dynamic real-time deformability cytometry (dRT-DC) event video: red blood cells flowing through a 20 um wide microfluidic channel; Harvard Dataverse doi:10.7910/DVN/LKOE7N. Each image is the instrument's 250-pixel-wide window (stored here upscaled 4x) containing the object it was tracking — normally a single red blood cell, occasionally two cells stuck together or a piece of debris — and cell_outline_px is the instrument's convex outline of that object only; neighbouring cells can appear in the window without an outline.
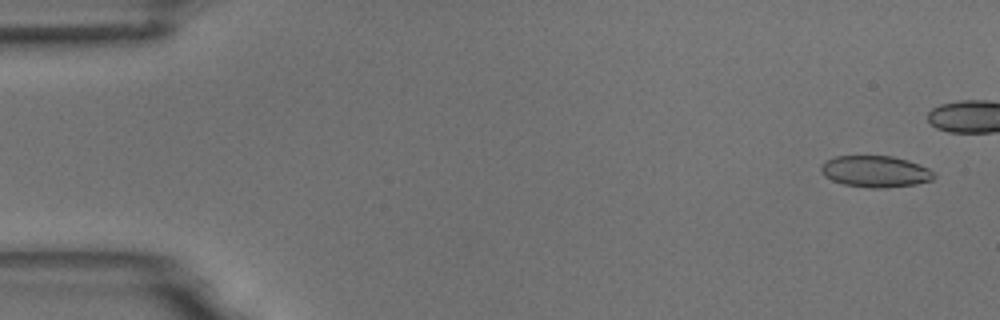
{"species": "common noctule bat (a hibernating species)", "species_latin": "Nyctalus noctula", "temperature_condition": "room temperature", "stored_images_in_passage": 6, "camera_frame_rate_fps": 3000, "um_per_image_px": 0.085, "animal": {"sex": "male", "body_mass_g": 18.8}, "frame": {"image": 1, "passage_image": 1, "time_ms": 0.0, "image_size_px": [1000, 320], "cell_outline_px": [[936, 176], [932, 180], [916, 184], [884, 188], [868, 188], [844, 184], [832, 180], [824, 176], [820, 172], [820, 164], [836, 156], [892, 156], [908, 160], [928, 168]], "centroid_in_image_um": [74.39, 14.58], "position_along_channel_um": 10.6, "area_um2": 20.75}}
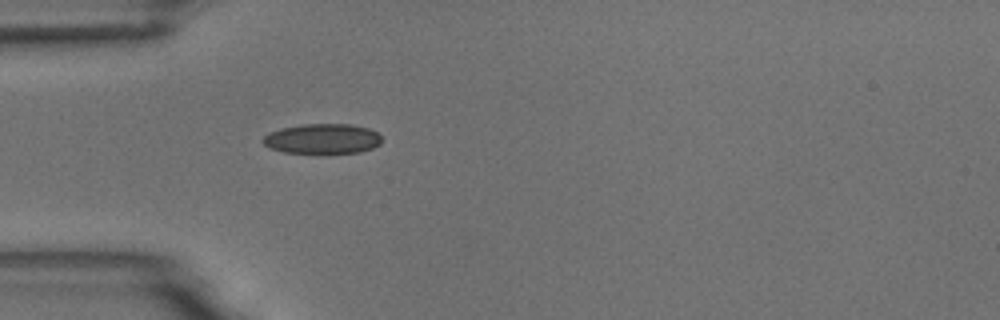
{"frame": {"image": 2, "passage_image": 6, "time_ms": 6.0, "image_size_px": [1000, 320], "cell_outline_px": [[380, 144], [372, 148], [360, 152], [328, 156], [324, 156], [284, 152], [272, 148], [264, 144], [260, 140], [268, 132], [280, 128], [300, 124], [352, 124], [368, 128], [376, 132], [380, 136]], "centroid_in_image_um": [27.38, 11.84], "position_along_channel_um": 57.6, "area_um2": 21.73}}